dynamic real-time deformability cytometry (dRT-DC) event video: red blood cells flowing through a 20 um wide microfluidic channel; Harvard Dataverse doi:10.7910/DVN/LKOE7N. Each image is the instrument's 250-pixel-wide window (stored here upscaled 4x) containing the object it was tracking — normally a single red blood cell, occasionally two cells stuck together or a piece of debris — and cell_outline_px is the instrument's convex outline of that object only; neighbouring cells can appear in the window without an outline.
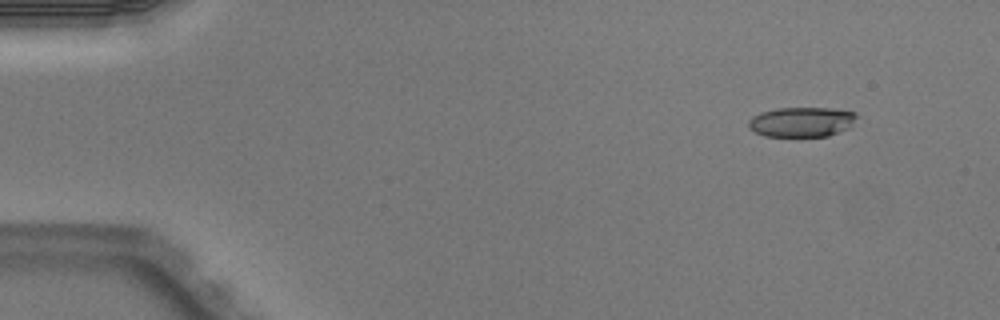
{"species": "Egyptian fruit bat (a non-hibernating species)", "species_latin": "Rousettus aegyptiacus", "temperature_condition": "warm", "stored_images_in_passage": 5, "camera_frame_rate_fps": 3000, "um_per_image_px": 0.085, "animal": {"sex": "male"}, "frame": {"image": 1, "passage_image": 2, "time_ms": 0.333, "image_size_px": [1000, 320], "cell_outline_px": [[856, 116], [852, 124], [848, 128], [828, 136], [764, 136], [748, 128], [748, 120], [752, 116], [760, 112], [776, 108], [832, 108], [856, 112]], "centroid_in_image_um": [68.1, 10.35], "position_along_channel_um": 16.9, "area_um2": 18.84}}
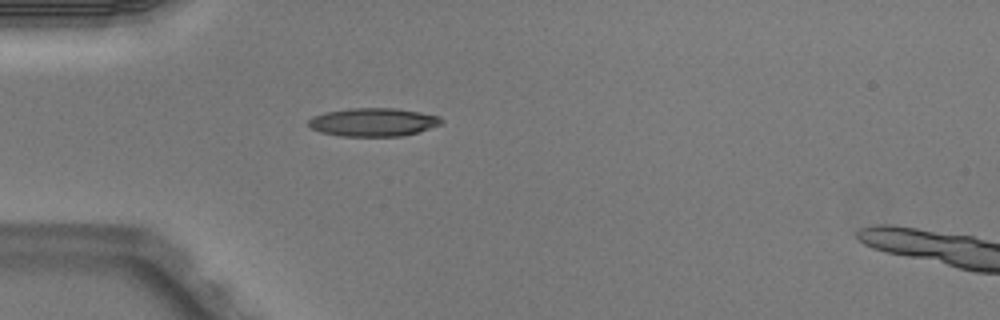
{"frame": {"image": 2, "passage_image": 4, "time_ms": 1.0, "image_size_px": [1000, 320], "cell_outline_px": [[444, 120], [440, 124], [404, 136], [340, 136], [320, 132], [312, 128], [308, 124], [308, 120], [312, 116], [328, 112], [352, 108], [396, 108], [420, 112], [440, 116]], "centroid_in_image_um": [31.72, 10.38], "position_along_channel_um": 53.3, "area_um2": 21.79}}